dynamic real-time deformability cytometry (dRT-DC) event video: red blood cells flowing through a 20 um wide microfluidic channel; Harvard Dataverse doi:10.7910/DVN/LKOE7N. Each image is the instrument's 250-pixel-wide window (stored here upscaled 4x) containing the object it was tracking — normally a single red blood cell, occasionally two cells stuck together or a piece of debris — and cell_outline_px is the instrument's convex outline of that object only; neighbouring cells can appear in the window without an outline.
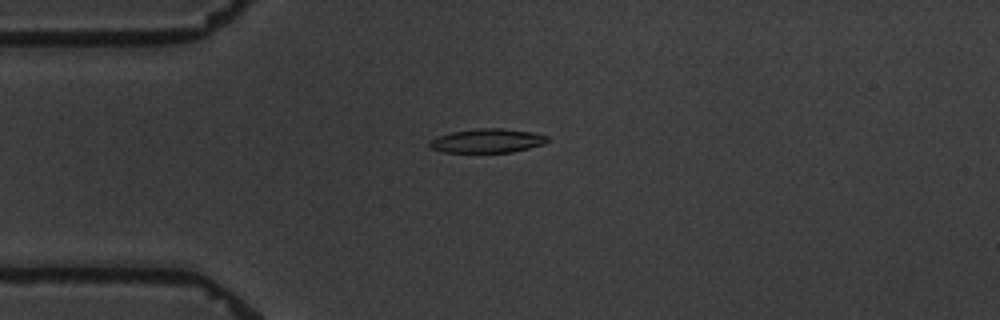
{"species": "common noctule bat (a hibernating species)", "species_latin": "Nyctalus noctula", "temperature_condition": "warm", "stored_images_in_passage": 7, "camera_frame_rate_fps": 3000, "um_per_image_px": 0.085, "animal": {"sex": "male", "body_mass_g": 19.5, "forearm_length_mm": 54.6}, "frame": {"image": 1, "passage_image": 1, "time_ms": 0.0, "image_size_px": [1000, 320], "cell_outline_px": [[548, 140], [544, 144], [512, 152], [444, 152], [432, 148], [428, 144], [428, 140], [436, 136], [452, 132], [480, 128], [500, 128], [532, 132], [548, 136]], "centroid_in_image_um": [41.39, 11.96], "position_along_channel_um": 43.6, "area_um2": 16.42}}
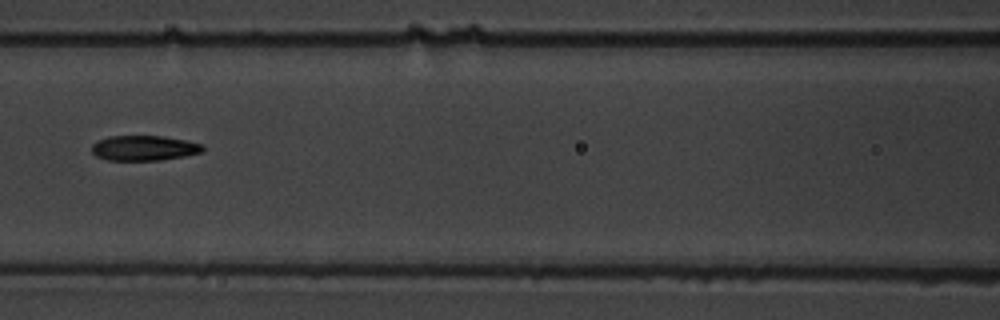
{"frame": {"image": 2, "passage_image": 4, "time_ms": 3.667, "image_size_px": [1000, 320], "cell_outline_px": [[204, 152], [184, 156], [160, 160], [108, 160], [96, 156], [92, 152], [92, 144], [96, 140], [108, 136], [164, 136], [204, 144]], "centroid_in_image_um": [12.25, 12.58], "position_along_channel_um": 154.4, "area_um2": 16.36}}
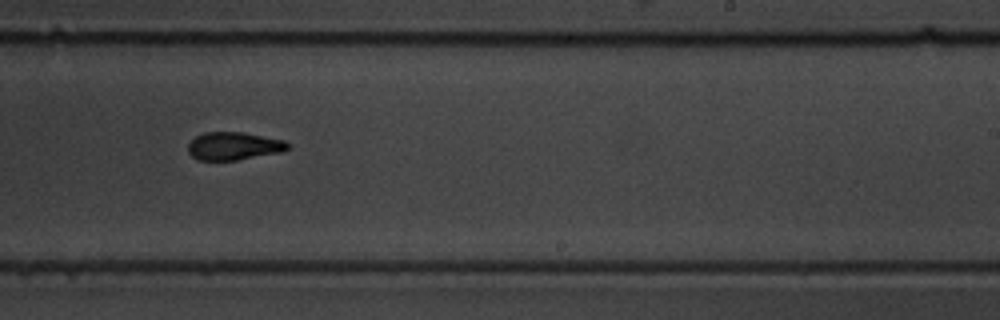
{"frame": {"image": 3, "passage_image": 7, "time_ms": 7.0, "image_size_px": [1000, 320], "cell_outline_px": [[292, 148], [284, 152], [236, 160], [196, 160], [188, 152], [188, 144], [196, 136], [204, 132], [244, 132], [284, 140]], "centroid_in_image_um": [19.9, 12.41], "position_along_channel_um": 269.1, "area_um2": 16.42}}